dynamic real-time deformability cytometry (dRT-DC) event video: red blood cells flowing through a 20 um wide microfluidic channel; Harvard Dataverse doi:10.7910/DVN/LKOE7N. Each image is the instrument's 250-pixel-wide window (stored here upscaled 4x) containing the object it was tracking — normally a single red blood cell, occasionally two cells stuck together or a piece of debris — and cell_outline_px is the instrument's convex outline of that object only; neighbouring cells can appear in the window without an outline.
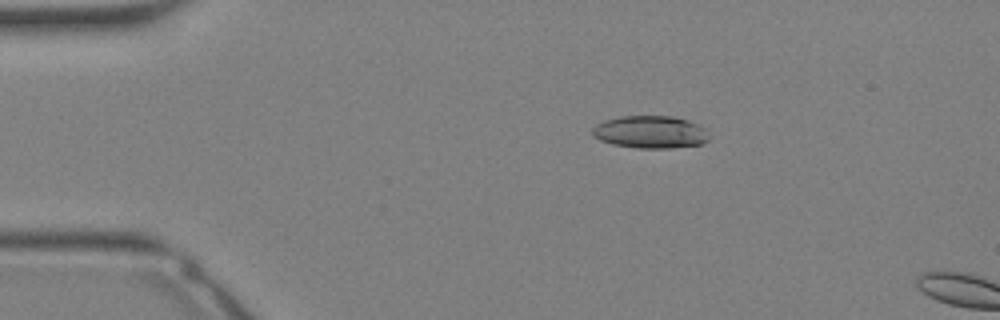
{"species": "Egyptian fruit bat (a non-hibernating species)", "species_latin": "Rousettus aegyptiacus", "temperature_condition": "warm", "stored_images_in_passage": 9, "camera_frame_rate_fps": 3000, "um_per_image_px": 0.085, "animal": {"sex": "female"}, "frame": {"image": 1, "passage_image": 7, "time_ms": 2.0, "image_size_px": [1000, 320], "cell_outline_px": [[708, 140], [704, 144], [668, 148], [636, 148], [612, 144], [600, 140], [592, 136], [592, 128], [596, 124], [604, 120], [620, 116], [672, 116], [688, 120], [704, 128], [708, 136]], "centroid_in_image_um": [55.25, 11.22], "position_along_channel_um": 29.8, "area_um2": 22.2}}